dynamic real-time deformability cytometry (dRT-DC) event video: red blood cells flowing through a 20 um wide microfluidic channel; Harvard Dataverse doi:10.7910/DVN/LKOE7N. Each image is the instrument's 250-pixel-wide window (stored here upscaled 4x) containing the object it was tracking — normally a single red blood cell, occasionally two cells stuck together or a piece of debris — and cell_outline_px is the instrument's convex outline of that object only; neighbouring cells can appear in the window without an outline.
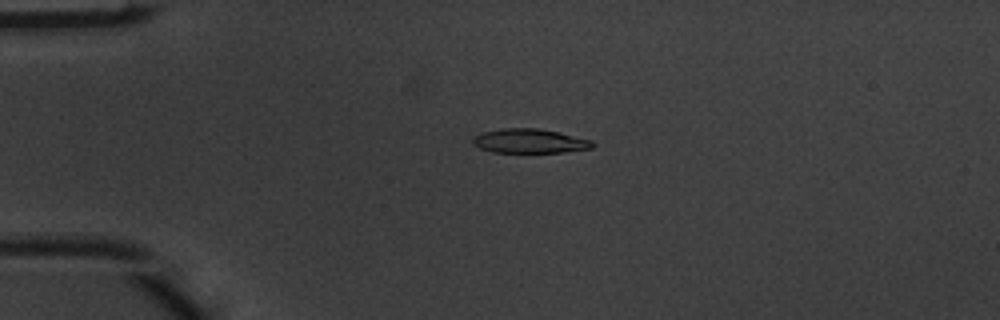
{"species": "common noctule bat (a hibernating species)", "species_latin": "Nyctalus noctula", "temperature_condition": "warm", "stored_images_in_passage": 5, "camera_frame_rate_fps": 3000, "um_per_image_px": 0.085, "animal": {"sex": "male", "body_mass_g": 20.1, "forearm_length_mm": 53.5}, "frame": {"image": 1, "passage_image": 4, "time_ms": 1.0, "image_size_px": [1000, 320], "cell_outline_px": [[596, 144], [592, 148], [564, 152], [492, 152], [480, 148], [472, 144], [472, 140], [476, 136], [484, 132], [500, 128], [540, 128], [592, 140]], "centroid_in_image_um": [45.03, 11.98], "position_along_channel_um": 40.0, "area_um2": 16.88}}